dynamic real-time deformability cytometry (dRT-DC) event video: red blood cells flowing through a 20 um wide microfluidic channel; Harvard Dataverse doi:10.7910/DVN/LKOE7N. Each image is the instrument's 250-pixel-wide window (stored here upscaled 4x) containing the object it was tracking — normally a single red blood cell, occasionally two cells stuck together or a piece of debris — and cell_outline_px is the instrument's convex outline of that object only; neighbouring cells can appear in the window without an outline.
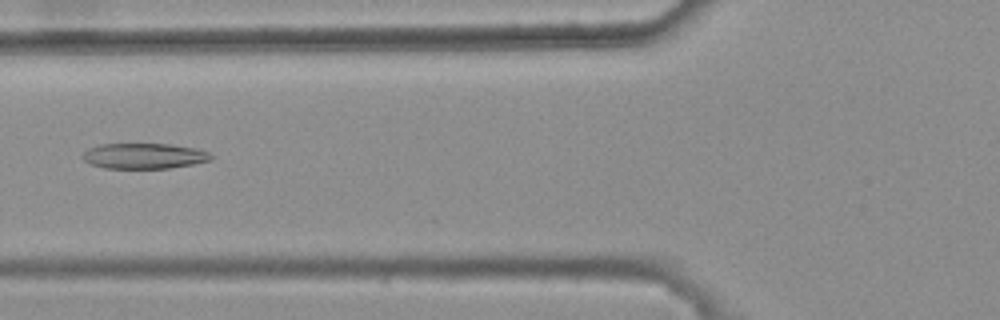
{"species": "common noctule bat (a hibernating species)", "species_latin": "Nyctalus noctula", "temperature_condition": "warm", "stored_images_in_passage": 7, "camera_frame_rate_fps": 3000, "um_per_image_px": 0.085, "animal": {"sex": "female", "body_mass_g": 25.1}, "frame": {"image": 1, "passage_image": 6, "time_ms": 1.667, "image_size_px": [1000, 320], "cell_outline_px": [[212, 160], [192, 164], [168, 168], [104, 168], [92, 164], [84, 160], [80, 156], [88, 148], [100, 144], [172, 144], [196, 148], [208, 152], [212, 156]], "centroid_in_image_um": [12.23, 13.25], "position_along_channel_um": 113.6, "area_um2": 19.07}}
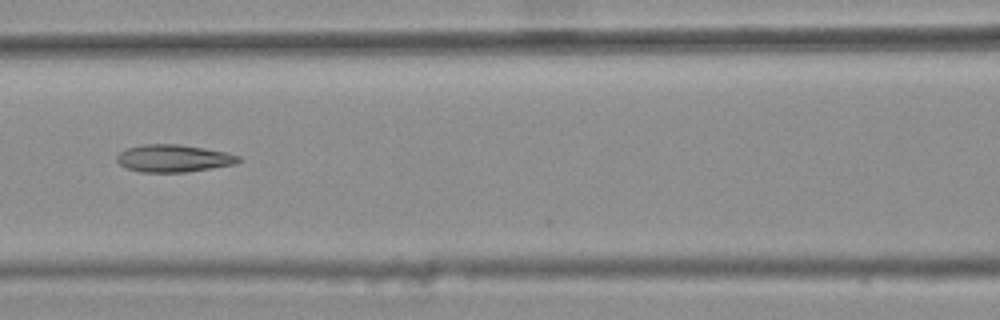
{"frame": {"image": 2, "passage_image": 7, "time_ms": 2.0, "image_size_px": [1000, 320], "cell_outline_px": [[244, 160], [236, 164], [212, 168], [184, 172], [140, 172], [128, 168], [120, 164], [116, 160], [116, 156], [120, 152], [128, 148], [140, 144], [180, 144], [228, 152], [240, 156]], "centroid_in_image_um": [14.8, 13.45], "position_along_channel_um": 151.8, "area_um2": 19.59}}